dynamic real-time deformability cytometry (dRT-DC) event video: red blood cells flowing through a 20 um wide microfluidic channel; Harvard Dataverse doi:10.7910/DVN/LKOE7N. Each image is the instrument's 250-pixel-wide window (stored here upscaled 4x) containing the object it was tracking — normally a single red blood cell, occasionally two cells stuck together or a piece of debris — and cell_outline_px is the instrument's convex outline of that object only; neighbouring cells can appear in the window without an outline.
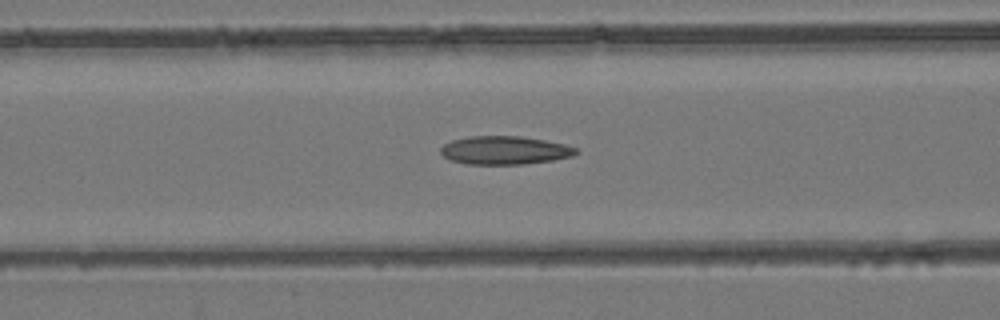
{"species": "common noctule bat (a hibernating species)", "species_latin": "Nyctalus noctula", "temperature_condition": "room temperature", "stored_images_in_passage": 43, "camera_frame_rate_fps": 3000, "um_per_image_px": 0.085, "animal": {"sex": "female", "body_mass_g": 24.6, "forearm_length_mm": 56.2}, "frame": {"image": 1, "passage_image": 23, "time_ms": 7.333, "image_size_px": [1000, 320], "cell_outline_px": [[580, 152], [572, 156], [552, 160], [524, 164], [468, 164], [452, 160], [444, 156], [440, 152], [440, 148], [444, 144], [452, 140], [468, 136], [520, 136], [544, 140], [564, 144], [576, 148]], "centroid_in_image_um": [42.9, 12.77], "position_along_channel_um": 123.7, "area_um2": 22.25}}
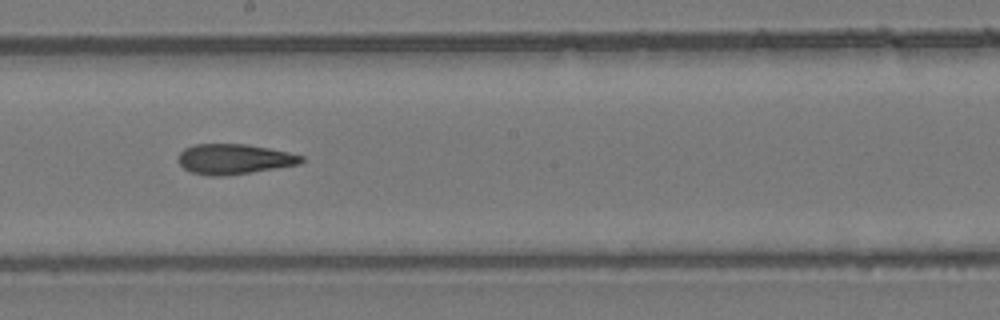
{"frame": {"image": 2, "passage_image": 31, "time_ms": 10.0, "image_size_px": [1000, 320], "cell_outline_px": [[304, 160], [300, 164], [224, 176], [208, 176], [192, 172], [184, 168], [180, 164], [180, 152], [184, 148], [192, 144], [248, 144], [288, 152], [304, 156]], "centroid_in_image_um": [19.9, 13.51], "position_along_channel_um": 228.3, "area_um2": 21.5}}
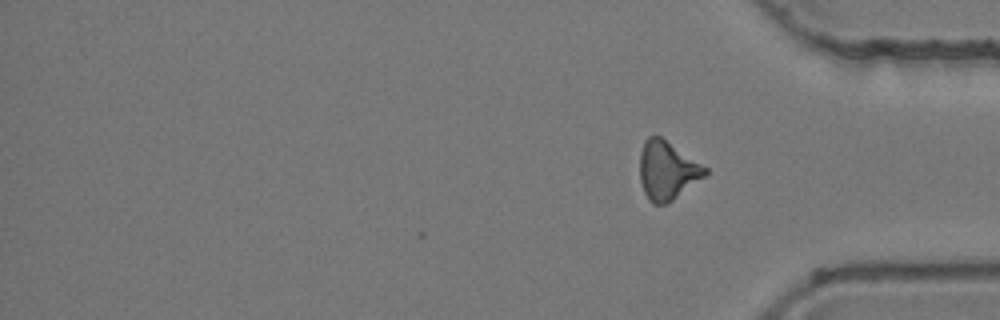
{"frame": {"image": 3, "passage_image": 43, "time_ms": 14.0, "image_size_px": [1000, 320], "cell_outline_px": [[708, 172], [704, 176], [668, 204], [652, 204], [648, 200], [644, 192], [640, 180], [640, 152], [644, 140], [648, 136], [660, 136], [708, 168]], "centroid_in_image_um": [56.69, 14.49], "position_along_channel_um": 378.5, "area_um2": 22.2}, "authors_computed_cell_mechanics": {"area_um2": 22.4264, "velocity_mm_per_s": 3.9201, "shape_relaxation_time_tau1_ms": null, "shape_relaxation_time_tau2_ms": 4.6079, "deformation_change_tau1": null, "deformation_change_tau2": 0.1337}}